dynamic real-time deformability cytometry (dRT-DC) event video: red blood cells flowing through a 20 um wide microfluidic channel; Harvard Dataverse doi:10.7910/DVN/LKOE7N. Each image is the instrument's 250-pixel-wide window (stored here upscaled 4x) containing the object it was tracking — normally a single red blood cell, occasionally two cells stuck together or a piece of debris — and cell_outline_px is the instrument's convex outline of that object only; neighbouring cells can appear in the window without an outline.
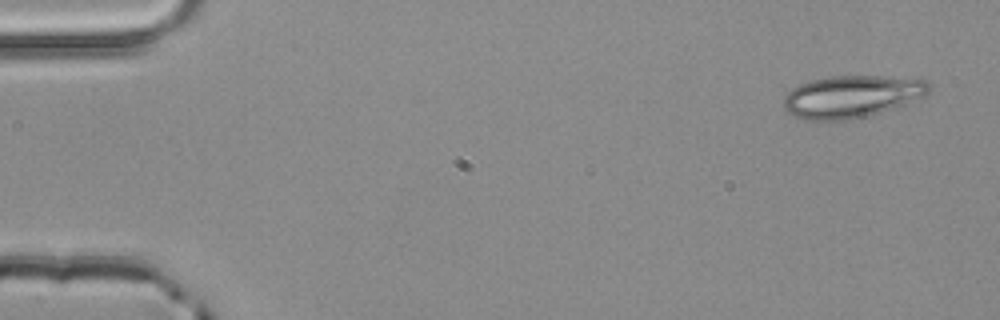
{"species": "common noctule bat (a hibernating species)", "species_latin": "Nyctalus noctula", "temperature_condition": "room temperature", "stored_images_in_passage": 3, "camera_frame_rate_fps": 3000, "um_per_image_px": 0.085, "animal": {"sex": "male", "body_mass_g": 20.4}, "frame": {"image": 1, "passage_image": 1, "time_ms": 0.0, "image_size_px": [1000, 320], "cell_outline_px": [[928, 92], [924, 96], [904, 104], [868, 116], [848, 120], [804, 120], [788, 112], [784, 108], [784, 96], [792, 88], [800, 84], [812, 80], [828, 76], [880, 76], [928, 80]], "centroid_in_image_um": [72.36, 8.21], "position_along_channel_um": 12.6, "area_um2": 35.55}}